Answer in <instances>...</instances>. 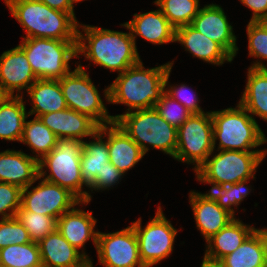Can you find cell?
<instances>
[{"label":"cell","mask_w":267,"mask_h":267,"mask_svg":"<svg viewBox=\"0 0 267 267\" xmlns=\"http://www.w3.org/2000/svg\"><path fill=\"white\" fill-rule=\"evenodd\" d=\"M173 62L145 69L140 60L104 90L106 101L128 106L126 112L154 108L169 83Z\"/></svg>","instance_id":"cell-1"},{"label":"cell","mask_w":267,"mask_h":267,"mask_svg":"<svg viewBox=\"0 0 267 267\" xmlns=\"http://www.w3.org/2000/svg\"><path fill=\"white\" fill-rule=\"evenodd\" d=\"M82 28L77 35V54L111 71L124 72L141 59L131 32L124 33L91 25ZM88 42V43H87Z\"/></svg>","instance_id":"cell-2"},{"label":"cell","mask_w":267,"mask_h":267,"mask_svg":"<svg viewBox=\"0 0 267 267\" xmlns=\"http://www.w3.org/2000/svg\"><path fill=\"white\" fill-rule=\"evenodd\" d=\"M6 6L25 30L24 38L77 40L79 22L74 13L52 9L38 0H11Z\"/></svg>","instance_id":"cell-3"},{"label":"cell","mask_w":267,"mask_h":267,"mask_svg":"<svg viewBox=\"0 0 267 267\" xmlns=\"http://www.w3.org/2000/svg\"><path fill=\"white\" fill-rule=\"evenodd\" d=\"M113 118L144 154L148 152L149 145L174 158L177 148V128L161 117L155 107L126 112Z\"/></svg>","instance_id":"cell-4"},{"label":"cell","mask_w":267,"mask_h":267,"mask_svg":"<svg viewBox=\"0 0 267 267\" xmlns=\"http://www.w3.org/2000/svg\"><path fill=\"white\" fill-rule=\"evenodd\" d=\"M214 150L252 151L265 144L267 138L249 112L239 103L236 108L212 111Z\"/></svg>","instance_id":"cell-5"},{"label":"cell","mask_w":267,"mask_h":267,"mask_svg":"<svg viewBox=\"0 0 267 267\" xmlns=\"http://www.w3.org/2000/svg\"><path fill=\"white\" fill-rule=\"evenodd\" d=\"M83 143L74 139H59L55 147L38 161L39 177L68 189L80 201H91L88 191H82L81 152ZM47 168L50 174L43 168Z\"/></svg>","instance_id":"cell-6"},{"label":"cell","mask_w":267,"mask_h":267,"mask_svg":"<svg viewBox=\"0 0 267 267\" xmlns=\"http://www.w3.org/2000/svg\"><path fill=\"white\" fill-rule=\"evenodd\" d=\"M18 46L25 52L37 79L59 80L71 72L70 60L80 58L77 40L23 38Z\"/></svg>","instance_id":"cell-7"},{"label":"cell","mask_w":267,"mask_h":267,"mask_svg":"<svg viewBox=\"0 0 267 267\" xmlns=\"http://www.w3.org/2000/svg\"><path fill=\"white\" fill-rule=\"evenodd\" d=\"M267 150L235 151L220 150L210 156L195 171L197 180L207 184L229 185L255 179L256 168L263 161Z\"/></svg>","instance_id":"cell-8"},{"label":"cell","mask_w":267,"mask_h":267,"mask_svg":"<svg viewBox=\"0 0 267 267\" xmlns=\"http://www.w3.org/2000/svg\"><path fill=\"white\" fill-rule=\"evenodd\" d=\"M59 83L68 108L88 115L99 126L115 122L113 116L108 115L99 91L81 64L60 78Z\"/></svg>","instance_id":"cell-9"},{"label":"cell","mask_w":267,"mask_h":267,"mask_svg":"<svg viewBox=\"0 0 267 267\" xmlns=\"http://www.w3.org/2000/svg\"><path fill=\"white\" fill-rule=\"evenodd\" d=\"M211 112L191 114L177 129V148L174 159L193 163L194 172L214 151Z\"/></svg>","instance_id":"cell-10"},{"label":"cell","mask_w":267,"mask_h":267,"mask_svg":"<svg viewBox=\"0 0 267 267\" xmlns=\"http://www.w3.org/2000/svg\"><path fill=\"white\" fill-rule=\"evenodd\" d=\"M141 222L140 217L132 226L138 240L140 260L145 267H151L169 257L177 230L166 219L160 206L155 217L143 229Z\"/></svg>","instance_id":"cell-11"},{"label":"cell","mask_w":267,"mask_h":267,"mask_svg":"<svg viewBox=\"0 0 267 267\" xmlns=\"http://www.w3.org/2000/svg\"><path fill=\"white\" fill-rule=\"evenodd\" d=\"M38 186L32 184L22 189L21 208L25 211L44 214L58 219L63 213L71 210L76 205L88 204V201H80L68 189L48 182L39 177Z\"/></svg>","instance_id":"cell-12"},{"label":"cell","mask_w":267,"mask_h":267,"mask_svg":"<svg viewBox=\"0 0 267 267\" xmlns=\"http://www.w3.org/2000/svg\"><path fill=\"white\" fill-rule=\"evenodd\" d=\"M96 250L100 264L105 267H145L132 225L113 233L98 231Z\"/></svg>","instance_id":"cell-13"},{"label":"cell","mask_w":267,"mask_h":267,"mask_svg":"<svg viewBox=\"0 0 267 267\" xmlns=\"http://www.w3.org/2000/svg\"><path fill=\"white\" fill-rule=\"evenodd\" d=\"M37 80L25 52L16 46L4 51L0 56V94L2 96H15L17 91H26Z\"/></svg>","instance_id":"cell-14"},{"label":"cell","mask_w":267,"mask_h":267,"mask_svg":"<svg viewBox=\"0 0 267 267\" xmlns=\"http://www.w3.org/2000/svg\"><path fill=\"white\" fill-rule=\"evenodd\" d=\"M194 29L220 44L233 58L236 56V36L224 10L216 4L205 5L190 24Z\"/></svg>","instance_id":"cell-15"},{"label":"cell","mask_w":267,"mask_h":267,"mask_svg":"<svg viewBox=\"0 0 267 267\" xmlns=\"http://www.w3.org/2000/svg\"><path fill=\"white\" fill-rule=\"evenodd\" d=\"M38 118L59 139H74L82 142L84 137H93L99 128V125L88 115L70 108L43 114Z\"/></svg>","instance_id":"cell-16"},{"label":"cell","mask_w":267,"mask_h":267,"mask_svg":"<svg viewBox=\"0 0 267 267\" xmlns=\"http://www.w3.org/2000/svg\"><path fill=\"white\" fill-rule=\"evenodd\" d=\"M43 267H88L89 256L72 246L56 229L39 243Z\"/></svg>","instance_id":"cell-17"},{"label":"cell","mask_w":267,"mask_h":267,"mask_svg":"<svg viewBox=\"0 0 267 267\" xmlns=\"http://www.w3.org/2000/svg\"><path fill=\"white\" fill-rule=\"evenodd\" d=\"M98 132L104 138L107 135L109 160L123 174L133 168L145 155L116 122L99 126Z\"/></svg>","instance_id":"cell-18"},{"label":"cell","mask_w":267,"mask_h":267,"mask_svg":"<svg viewBox=\"0 0 267 267\" xmlns=\"http://www.w3.org/2000/svg\"><path fill=\"white\" fill-rule=\"evenodd\" d=\"M189 198L197 228L206 241L235 219L231 213L221 208L206 193L191 191Z\"/></svg>","instance_id":"cell-19"},{"label":"cell","mask_w":267,"mask_h":267,"mask_svg":"<svg viewBox=\"0 0 267 267\" xmlns=\"http://www.w3.org/2000/svg\"><path fill=\"white\" fill-rule=\"evenodd\" d=\"M39 180L38 161L23 151L0 152V182L16 185L21 189Z\"/></svg>","instance_id":"cell-20"},{"label":"cell","mask_w":267,"mask_h":267,"mask_svg":"<svg viewBox=\"0 0 267 267\" xmlns=\"http://www.w3.org/2000/svg\"><path fill=\"white\" fill-rule=\"evenodd\" d=\"M121 26L130 30L135 45L137 35L155 45L175 42V28L160 9L142 14L136 13L132 20Z\"/></svg>","instance_id":"cell-21"},{"label":"cell","mask_w":267,"mask_h":267,"mask_svg":"<svg viewBox=\"0 0 267 267\" xmlns=\"http://www.w3.org/2000/svg\"><path fill=\"white\" fill-rule=\"evenodd\" d=\"M175 42L181 43L192 56L214 65L234 59L220 44L203 35L190 24L175 29Z\"/></svg>","instance_id":"cell-22"},{"label":"cell","mask_w":267,"mask_h":267,"mask_svg":"<svg viewBox=\"0 0 267 267\" xmlns=\"http://www.w3.org/2000/svg\"><path fill=\"white\" fill-rule=\"evenodd\" d=\"M96 223L97 220L92 216V212L73 207L57 219V230L78 250L82 249L89 239L94 242L96 248L98 236V231H94Z\"/></svg>","instance_id":"cell-23"},{"label":"cell","mask_w":267,"mask_h":267,"mask_svg":"<svg viewBox=\"0 0 267 267\" xmlns=\"http://www.w3.org/2000/svg\"><path fill=\"white\" fill-rule=\"evenodd\" d=\"M247 76L239 104L251 113L252 117L256 115L267 121V66L257 59L249 67Z\"/></svg>","instance_id":"cell-24"},{"label":"cell","mask_w":267,"mask_h":267,"mask_svg":"<svg viewBox=\"0 0 267 267\" xmlns=\"http://www.w3.org/2000/svg\"><path fill=\"white\" fill-rule=\"evenodd\" d=\"M254 229L255 227L245 225L235 218L206 241L204 257L212 261H220L226 255L233 253Z\"/></svg>","instance_id":"cell-25"},{"label":"cell","mask_w":267,"mask_h":267,"mask_svg":"<svg viewBox=\"0 0 267 267\" xmlns=\"http://www.w3.org/2000/svg\"><path fill=\"white\" fill-rule=\"evenodd\" d=\"M32 100V109L28 112L34 117L67 109L59 80L37 79L27 90Z\"/></svg>","instance_id":"cell-26"},{"label":"cell","mask_w":267,"mask_h":267,"mask_svg":"<svg viewBox=\"0 0 267 267\" xmlns=\"http://www.w3.org/2000/svg\"><path fill=\"white\" fill-rule=\"evenodd\" d=\"M23 96H2L0 98V139L19 141L29 114L26 113Z\"/></svg>","instance_id":"cell-27"},{"label":"cell","mask_w":267,"mask_h":267,"mask_svg":"<svg viewBox=\"0 0 267 267\" xmlns=\"http://www.w3.org/2000/svg\"><path fill=\"white\" fill-rule=\"evenodd\" d=\"M93 141H82L81 152V176L86 187H89L95 180L97 173H101L109 162V150L106 140L97 131L92 137Z\"/></svg>","instance_id":"cell-28"},{"label":"cell","mask_w":267,"mask_h":267,"mask_svg":"<svg viewBox=\"0 0 267 267\" xmlns=\"http://www.w3.org/2000/svg\"><path fill=\"white\" fill-rule=\"evenodd\" d=\"M59 138L37 117L25 121L20 142L32 148L37 161L46 156L57 144ZM40 157V158H39Z\"/></svg>","instance_id":"cell-29"},{"label":"cell","mask_w":267,"mask_h":267,"mask_svg":"<svg viewBox=\"0 0 267 267\" xmlns=\"http://www.w3.org/2000/svg\"><path fill=\"white\" fill-rule=\"evenodd\" d=\"M219 262L223 267H266L259 236L253 231L233 253Z\"/></svg>","instance_id":"cell-30"},{"label":"cell","mask_w":267,"mask_h":267,"mask_svg":"<svg viewBox=\"0 0 267 267\" xmlns=\"http://www.w3.org/2000/svg\"><path fill=\"white\" fill-rule=\"evenodd\" d=\"M0 267H43L38 243L12 244L0 249Z\"/></svg>","instance_id":"cell-31"},{"label":"cell","mask_w":267,"mask_h":267,"mask_svg":"<svg viewBox=\"0 0 267 267\" xmlns=\"http://www.w3.org/2000/svg\"><path fill=\"white\" fill-rule=\"evenodd\" d=\"M175 28L187 26L199 13V0H156L154 2Z\"/></svg>","instance_id":"cell-32"},{"label":"cell","mask_w":267,"mask_h":267,"mask_svg":"<svg viewBox=\"0 0 267 267\" xmlns=\"http://www.w3.org/2000/svg\"><path fill=\"white\" fill-rule=\"evenodd\" d=\"M247 181L250 180L240 181L229 185L211 184L213 187L206 194L212 200H215L221 208L227 210L235 217V212L232 206L237 207V205L247 197L251 190L249 186L245 185Z\"/></svg>","instance_id":"cell-33"},{"label":"cell","mask_w":267,"mask_h":267,"mask_svg":"<svg viewBox=\"0 0 267 267\" xmlns=\"http://www.w3.org/2000/svg\"><path fill=\"white\" fill-rule=\"evenodd\" d=\"M16 218L27 229L32 242L39 243L57 229V219L52 216L25 211L21 207Z\"/></svg>","instance_id":"cell-34"},{"label":"cell","mask_w":267,"mask_h":267,"mask_svg":"<svg viewBox=\"0 0 267 267\" xmlns=\"http://www.w3.org/2000/svg\"><path fill=\"white\" fill-rule=\"evenodd\" d=\"M155 109L161 117L177 129L191 116V113L183 105L165 91L155 104Z\"/></svg>","instance_id":"cell-35"},{"label":"cell","mask_w":267,"mask_h":267,"mask_svg":"<svg viewBox=\"0 0 267 267\" xmlns=\"http://www.w3.org/2000/svg\"><path fill=\"white\" fill-rule=\"evenodd\" d=\"M32 242L27 229L15 217L0 221V249L12 244Z\"/></svg>","instance_id":"cell-36"},{"label":"cell","mask_w":267,"mask_h":267,"mask_svg":"<svg viewBox=\"0 0 267 267\" xmlns=\"http://www.w3.org/2000/svg\"><path fill=\"white\" fill-rule=\"evenodd\" d=\"M21 192L22 189L16 185L0 182L1 219L16 216L18 209L21 207Z\"/></svg>","instance_id":"cell-37"},{"label":"cell","mask_w":267,"mask_h":267,"mask_svg":"<svg viewBox=\"0 0 267 267\" xmlns=\"http://www.w3.org/2000/svg\"><path fill=\"white\" fill-rule=\"evenodd\" d=\"M249 56L267 60V32L257 23L247 25Z\"/></svg>","instance_id":"cell-38"},{"label":"cell","mask_w":267,"mask_h":267,"mask_svg":"<svg viewBox=\"0 0 267 267\" xmlns=\"http://www.w3.org/2000/svg\"><path fill=\"white\" fill-rule=\"evenodd\" d=\"M177 86L170 85V88L169 89L166 88L165 92L170 97L178 101L181 105H183L191 114L205 113L204 111H202L201 107L198 105L199 100L195 96L196 94H193L192 92H190V89H188V87L185 84H181Z\"/></svg>","instance_id":"cell-39"},{"label":"cell","mask_w":267,"mask_h":267,"mask_svg":"<svg viewBox=\"0 0 267 267\" xmlns=\"http://www.w3.org/2000/svg\"><path fill=\"white\" fill-rule=\"evenodd\" d=\"M110 161L107 162V166L102 170L101 173H97L94 182L88 187L91 191L93 190H104L109 187H113L117 182L124 176ZM116 183V184H115Z\"/></svg>","instance_id":"cell-40"},{"label":"cell","mask_w":267,"mask_h":267,"mask_svg":"<svg viewBox=\"0 0 267 267\" xmlns=\"http://www.w3.org/2000/svg\"><path fill=\"white\" fill-rule=\"evenodd\" d=\"M242 4L253 11L250 21L256 22L259 18L267 15V0H240Z\"/></svg>","instance_id":"cell-41"},{"label":"cell","mask_w":267,"mask_h":267,"mask_svg":"<svg viewBox=\"0 0 267 267\" xmlns=\"http://www.w3.org/2000/svg\"><path fill=\"white\" fill-rule=\"evenodd\" d=\"M52 9L60 10L66 13H74V0H38Z\"/></svg>","instance_id":"cell-42"},{"label":"cell","mask_w":267,"mask_h":267,"mask_svg":"<svg viewBox=\"0 0 267 267\" xmlns=\"http://www.w3.org/2000/svg\"><path fill=\"white\" fill-rule=\"evenodd\" d=\"M254 232L259 236L260 243L262 246L264 261L267 267V228L264 229H254Z\"/></svg>","instance_id":"cell-43"},{"label":"cell","mask_w":267,"mask_h":267,"mask_svg":"<svg viewBox=\"0 0 267 267\" xmlns=\"http://www.w3.org/2000/svg\"><path fill=\"white\" fill-rule=\"evenodd\" d=\"M201 267H223V266L219 261H212L204 257Z\"/></svg>","instance_id":"cell-44"},{"label":"cell","mask_w":267,"mask_h":267,"mask_svg":"<svg viewBox=\"0 0 267 267\" xmlns=\"http://www.w3.org/2000/svg\"><path fill=\"white\" fill-rule=\"evenodd\" d=\"M256 22L267 32V15L259 18Z\"/></svg>","instance_id":"cell-45"},{"label":"cell","mask_w":267,"mask_h":267,"mask_svg":"<svg viewBox=\"0 0 267 267\" xmlns=\"http://www.w3.org/2000/svg\"><path fill=\"white\" fill-rule=\"evenodd\" d=\"M11 0H4L5 4L7 5Z\"/></svg>","instance_id":"cell-46"},{"label":"cell","mask_w":267,"mask_h":267,"mask_svg":"<svg viewBox=\"0 0 267 267\" xmlns=\"http://www.w3.org/2000/svg\"><path fill=\"white\" fill-rule=\"evenodd\" d=\"M88 267H93V262L90 260V265Z\"/></svg>","instance_id":"cell-47"},{"label":"cell","mask_w":267,"mask_h":267,"mask_svg":"<svg viewBox=\"0 0 267 267\" xmlns=\"http://www.w3.org/2000/svg\"><path fill=\"white\" fill-rule=\"evenodd\" d=\"M80 1H83V0H74L75 3H76V2H80Z\"/></svg>","instance_id":"cell-48"}]
</instances>
